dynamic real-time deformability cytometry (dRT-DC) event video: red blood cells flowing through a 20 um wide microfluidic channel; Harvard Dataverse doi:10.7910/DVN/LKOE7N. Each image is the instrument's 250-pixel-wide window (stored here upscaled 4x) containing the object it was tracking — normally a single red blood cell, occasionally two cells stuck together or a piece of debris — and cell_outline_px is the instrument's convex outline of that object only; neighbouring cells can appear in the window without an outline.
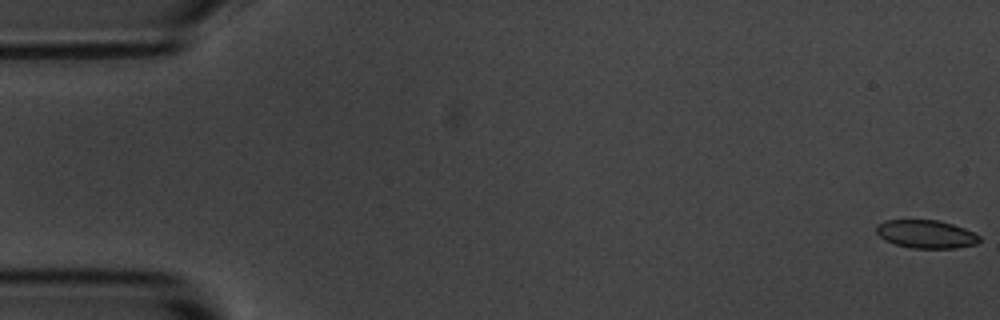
{"species": "common noctule bat (a hibernating species)", "species_latin": "Nyctalus noctula", "temperature_condition": "room temperature", "stored_images_in_passage": 6, "camera_frame_rate_fps": 3000, "um_per_image_px": 0.085, "animal": {"sex": "male", "body_mass_g": 20.1, "forearm_length_mm": 53.5}, "frame": {"image": 1, "passage_image": 1, "time_ms": 0.0, "image_size_px": [1000, 320], "cell_outline_px": [[980, 240], [976, 244], [956, 248], [912, 248], [896, 244], [884, 240], [876, 232], [876, 228], [884, 220], [936, 220], [952, 224], [964, 228], [980, 236]], "centroid_in_image_um": [78.72, 19.9], "position_along_channel_um": 6.3, "area_um2": 16.76}}